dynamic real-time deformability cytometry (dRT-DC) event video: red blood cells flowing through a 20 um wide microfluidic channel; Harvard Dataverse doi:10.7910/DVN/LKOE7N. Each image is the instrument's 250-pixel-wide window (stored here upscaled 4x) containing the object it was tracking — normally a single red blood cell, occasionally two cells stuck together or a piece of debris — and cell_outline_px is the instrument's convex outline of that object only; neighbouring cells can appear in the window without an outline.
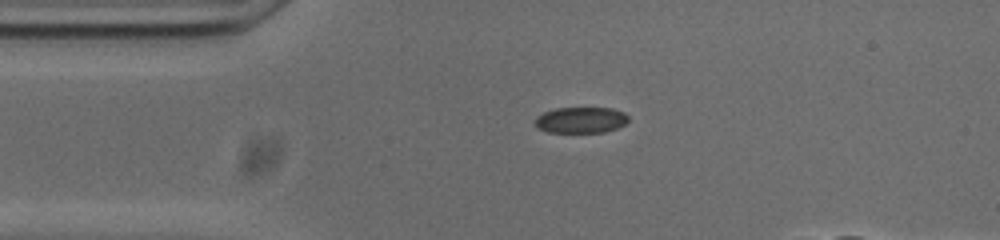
{"species": "common noctule bat (a hibernating species)", "species_latin": "Nyctalus noctula", "temperature_condition": "cold", "stored_images_in_passage": 38, "camera_frame_rate_fps": 3000, "um_per_image_px": 0.085, "animal": {"sex": "male", "body_mass_g": 20.0, "forearm_length_mm": 53.3}, "frame": {"image": 1, "passage_image": 1, "time_ms": 0.0, "image_size_px": [1000, 240], "cell_outline_px": [[628, 120], [624, 124], [616, 128], [604, 132], [548, 132], [536, 128], [536, 116], [544, 112], [556, 108], [612, 108], [624, 112], [628, 116]], "centroid_in_image_um": [49.36, 10.2], "position_along_channel_um": 35.6, "area_um2": 14.1}}
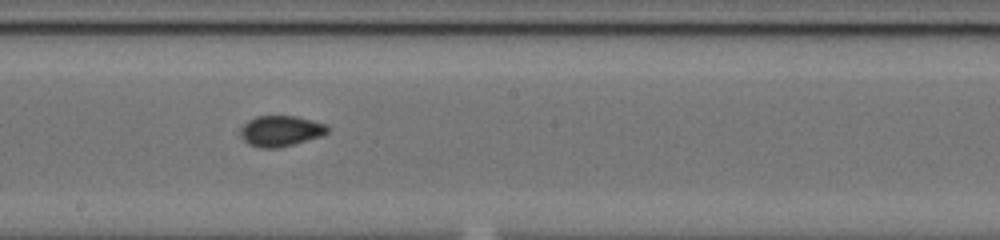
{"frame": {"image": 2, "passage_image": 18, "time_ms": 5.667, "image_size_px": [1000, 240], "cell_outline_px": [[328, 132], [324, 136], [276, 148], [260, 148], [248, 144], [240, 136], [240, 128], [248, 120], [256, 116], [296, 116], [328, 124]], "centroid_in_image_um": [23.87, 11.13], "position_along_channel_um": 224.3, "area_um2": 15.72}}
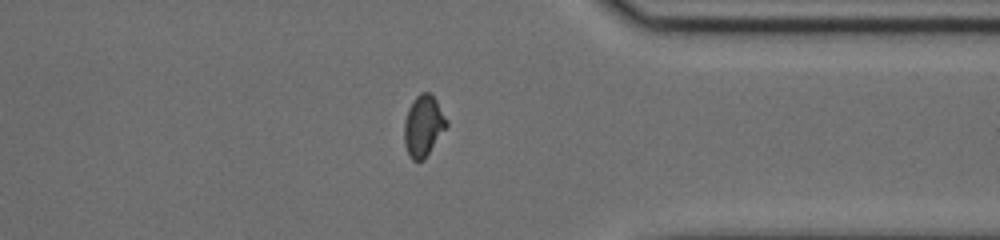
{"frame": {"image": 3, "passage_image": 31, "time_ms": 10.0, "image_size_px": [1000, 240], "cell_outline_px": [[448, 124], [424, 160], [412, 160], [408, 156], [404, 144], [404, 124], [408, 108], [416, 96], [420, 92], [428, 92], [436, 100], [448, 120]], "centroid_in_image_um": [35.97, 10.71], "position_along_channel_um": 375.4, "area_um2": 15.03}, "authors_computed_cell_mechanics": {"area_um2": 15.2881, "velocity_mm_per_s": 3.7387, "shape_relaxation_time_tau1_ms": null, "shape_relaxation_time_tau2_ms": 1.4183, "deformation_change_tau1": null, "deformation_change_tau2": 0.0419}}